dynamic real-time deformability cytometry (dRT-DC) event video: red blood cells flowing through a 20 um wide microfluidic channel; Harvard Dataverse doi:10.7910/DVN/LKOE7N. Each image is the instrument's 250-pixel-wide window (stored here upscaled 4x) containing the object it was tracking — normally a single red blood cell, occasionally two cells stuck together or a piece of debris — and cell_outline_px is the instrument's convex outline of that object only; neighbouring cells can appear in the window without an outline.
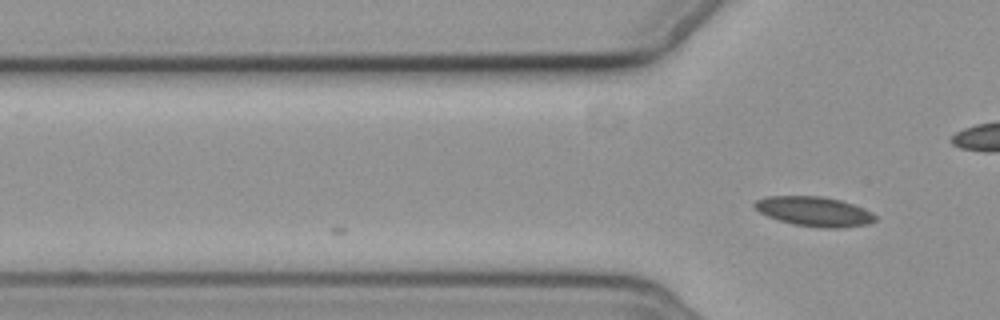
{"species": "common noctule bat (a hibernating species)", "species_latin": "Nyctalus noctula", "temperature_condition": "cold", "stored_images_in_passage": 4, "camera_frame_rate_fps": 3000, "um_per_image_px": 0.085, "animal": {"sex": "female", "body_mass_g": 19.3, "forearm_length_mm": 54.1}, "frame": {"image": 1, "passage_image": 4, "time_ms": 4.333, "image_size_px": [1000, 320], "cell_outline_px": [[876, 220], [868, 224], [844, 228], [824, 228], [792, 224], [768, 216], [752, 208], [752, 204], [756, 200], [764, 196], [820, 196], [840, 200], [864, 208], [872, 212], [876, 216]], "centroid_in_image_um": [69.19, 17.97], "position_along_channel_um": 56.6, "area_um2": 20.98}}